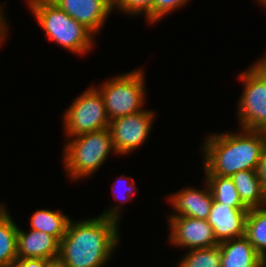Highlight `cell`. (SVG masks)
I'll use <instances>...</instances> for the list:
<instances>
[{"mask_svg":"<svg viewBox=\"0 0 266 267\" xmlns=\"http://www.w3.org/2000/svg\"><path fill=\"white\" fill-rule=\"evenodd\" d=\"M120 203L94 218L68 222L58 259L68 267H104L119 246Z\"/></svg>","mask_w":266,"mask_h":267,"instance_id":"cell-1","label":"cell"},{"mask_svg":"<svg viewBox=\"0 0 266 267\" xmlns=\"http://www.w3.org/2000/svg\"><path fill=\"white\" fill-rule=\"evenodd\" d=\"M240 133H214L202 145L205 176L231 177L238 171H256L266 147V132L240 128Z\"/></svg>","mask_w":266,"mask_h":267,"instance_id":"cell-2","label":"cell"},{"mask_svg":"<svg viewBox=\"0 0 266 267\" xmlns=\"http://www.w3.org/2000/svg\"><path fill=\"white\" fill-rule=\"evenodd\" d=\"M26 2L49 40L79 55H85L96 44L95 35L71 18L52 0H27Z\"/></svg>","mask_w":266,"mask_h":267,"instance_id":"cell-3","label":"cell"},{"mask_svg":"<svg viewBox=\"0 0 266 267\" xmlns=\"http://www.w3.org/2000/svg\"><path fill=\"white\" fill-rule=\"evenodd\" d=\"M63 150V164L70 180L93 175L108 155L116 153L109 128L69 137Z\"/></svg>","mask_w":266,"mask_h":267,"instance_id":"cell-4","label":"cell"},{"mask_svg":"<svg viewBox=\"0 0 266 267\" xmlns=\"http://www.w3.org/2000/svg\"><path fill=\"white\" fill-rule=\"evenodd\" d=\"M145 71L134 69L94 87L103 97L109 120L143 111L146 99ZM142 108V109H141Z\"/></svg>","mask_w":266,"mask_h":267,"instance_id":"cell-5","label":"cell"},{"mask_svg":"<svg viewBox=\"0 0 266 267\" xmlns=\"http://www.w3.org/2000/svg\"><path fill=\"white\" fill-rule=\"evenodd\" d=\"M63 116L68 138L109 128L103 97L93 85L73 101Z\"/></svg>","mask_w":266,"mask_h":267,"instance_id":"cell-6","label":"cell"},{"mask_svg":"<svg viewBox=\"0 0 266 267\" xmlns=\"http://www.w3.org/2000/svg\"><path fill=\"white\" fill-rule=\"evenodd\" d=\"M243 90L238 100L240 128L266 132V79L252 66L238 75Z\"/></svg>","mask_w":266,"mask_h":267,"instance_id":"cell-7","label":"cell"},{"mask_svg":"<svg viewBox=\"0 0 266 267\" xmlns=\"http://www.w3.org/2000/svg\"><path fill=\"white\" fill-rule=\"evenodd\" d=\"M154 116L153 110L144 109L110 121L109 130L116 155H128L145 143L152 130Z\"/></svg>","mask_w":266,"mask_h":267,"instance_id":"cell-8","label":"cell"},{"mask_svg":"<svg viewBox=\"0 0 266 267\" xmlns=\"http://www.w3.org/2000/svg\"><path fill=\"white\" fill-rule=\"evenodd\" d=\"M168 241L175 247L187 250L210 248L219 245L212 226L207 220L192 217H168Z\"/></svg>","mask_w":266,"mask_h":267,"instance_id":"cell-9","label":"cell"},{"mask_svg":"<svg viewBox=\"0 0 266 267\" xmlns=\"http://www.w3.org/2000/svg\"><path fill=\"white\" fill-rule=\"evenodd\" d=\"M71 18L88 28L95 36L111 14L113 0H52ZM99 31V32H98Z\"/></svg>","mask_w":266,"mask_h":267,"instance_id":"cell-10","label":"cell"},{"mask_svg":"<svg viewBox=\"0 0 266 267\" xmlns=\"http://www.w3.org/2000/svg\"><path fill=\"white\" fill-rule=\"evenodd\" d=\"M248 211V208H233L213 200L207 222L216 240L220 243L244 236Z\"/></svg>","mask_w":266,"mask_h":267,"instance_id":"cell-11","label":"cell"},{"mask_svg":"<svg viewBox=\"0 0 266 267\" xmlns=\"http://www.w3.org/2000/svg\"><path fill=\"white\" fill-rule=\"evenodd\" d=\"M204 189L184 187L170 194L168 201L173 206L174 213L169 217H192L207 220L213 203V194L205 180Z\"/></svg>","mask_w":266,"mask_h":267,"instance_id":"cell-12","label":"cell"},{"mask_svg":"<svg viewBox=\"0 0 266 267\" xmlns=\"http://www.w3.org/2000/svg\"><path fill=\"white\" fill-rule=\"evenodd\" d=\"M59 254V241L44 232L30 229L17 230V258H41L53 260Z\"/></svg>","mask_w":266,"mask_h":267,"instance_id":"cell-13","label":"cell"},{"mask_svg":"<svg viewBox=\"0 0 266 267\" xmlns=\"http://www.w3.org/2000/svg\"><path fill=\"white\" fill-rule=\"evenodd\" d=\"M221 267H259L261 257L244 235L219 243Z\"/></svg>","mask_w":266,"mask_h":267,"instance_id":"cell-14","label":"cell"},{"mask_svg":"<svg viewBox=\"0 0 266 267\" xmlns=\"http://www.w3.org/2000/svg\"><path fill=\"white\" fill-rule=\"evenodd\" d=\"M242 203L248 208L266 206V193L257 177L256 171L242 170L231 176Z\"/></svg>","mask_w":266,"mask_h":267,"instance_id":"cell-15","label":"cell"},{"mask_svg":"<svg viewBox=\"0 0 266 267\" xmlns=\"http://www.w3.org/2000/svg\"><path fill=\"white\" fill-rule=\"evenodd\" d=\"M0 205V267H12L17 258V230L18 225L6 209Z\"/></svg>","mask_w":266,"mask_h":267,"instance_id":"cell-16","label":"cell"},{"mask_svg":"<svg viewBox=\"0 0 266 267\" xmlns=\"http://www.w3.org/2000/svg\"><path fill=\"white\" fill-rule=\"evenodd\" d=\"M34 212L30 219V228L49 234L60 242L66 233L70 217L59 209L56 211L39 209Z\"/></svg>","mask_w":266,"mask_h":267,"instance_id":"cell-17","label":"cell"},{"mask_svg":"<svg viewBox=\"0 0 266 267\" xmlns=\"http://www.w3.org/2000/svg\"><path fill=\"white\" fill-rule=\"evenodd\" d=\"M245 236L261 258L266 257V206L249 209Z\"/></svg>","mask_w":266,"mask_h":267,"instance_id":"cell-18","label":"cell"},{"mask_svg":"<svg viewBox=\"0 0 266 267\" xmlns=\"http://www.w3.org/2000/svg\"><path fill=\"white\" fill-rule=\"evenodd\" d=\"M213 199L233 208H247L241 201L236 186L231 177L227 176H205Z\"/></svg>","mask_w":266,"mask_h":267,"instance_id":"cell-19","label":"cell"},{"mask_svg":"<svg viewBox=\"0 0 266 267\" xmlns=\"http://www.w3.org/2000/svg\"><path fill=\"white\" fill-rule=\"evenodd\" d=\"M177 264V267H221V249L216 245L189 250Z\"/></svg>","mask_w":266,"mask_h":267,"instance_id":"cell-20","label":"cell"},{"mask_svg":"<svg viewBox=\"0 0 266 267\" xmlns=\"http://www.w3.org/2000/svg\"><path fill=\"white\" fill-rule=\"evenodd\" d=\"M155 0H113V8L127 15H145L148 24H151V8Z\"/></svg>","mask_w":266,"mask_h":267,"instance_id":"cell-21","label":"cell"},{"mask_svg":"<svg viewBox=\"0 0 266 267\" xmlns=\"http://www.w3.org/2000/svg\"><path fill=\"white\" fill-rule=\"evenodd\" d=\"M190 0H155L151 8V24L160 22V19L172 11L182 8Z\"/></svg>","mask_w":266,"mask_h":267,"instance_id":"cell-22","label":"cell"},{"mask_svg":"<svg viewBox=\"0 0 266 267\" xmlns=\"http://www.w3.org/2000/svg\"><path fill=\"white\" fill-rule=\"evenodd\" d=\"M131 179V177H127V176H122L121 177H118L117 180H115L114 184H112V190L113 191V196L115 197V199H117L118 201L122 202V203H125V201L127 202L128 200H130L131 196L135 194V192H137L135 189H136V183L133 182V179H131V182L129 181ZM122 184V186L126 187V188H123L124 189V192L121 196L117 195L116 196V193L117 192V186ZM126 185V186H125ZM119 187V186H118ZM116 189V190H115ZM122 200V201H121Z\"/></svg>","mask_w":266,"mask_h":267,"instance_id":"cell-23","label":"cell"},{"mask_svg":"<svg viewBox=\"0 0 266 267\" xmlns=\"http://www.w3.org/2000/svg\"><path fill=\"white\" fill-rule=\"evenodd\" d=\"M49 261L41 258H18L12 267H48Z\"/></svg>","mask_w":266,"mask_h":267,"instance_id":"cell-24","label":"cell"},{"mask_svg":"<svg viewBox=\"0 0 266 267\" xmlns=\"http://www.w3.org/2000/svg\"><path fill=\"white\" fill-rule=\"evenodd\" d=\"M256 174L261 183L263 190L266 193V147L264 148L261 158L258 161Z\"/></svg>","mask_w":266,"mask_h":267,"instance_id":"cell-25","label":"cell"},{"mask_svg":"<svg viewBox=\"0 0 266 267\" xmlns=\"http://www.w3.org/2000/svg\"><path fill=\"white\" fill-rule=\"evenodd\" d=\"M2 4L0 3V46L2 45L5 41L6 36L8 35V23L6 22L7 19L5 18V13L3 10V7L1 6Z\"/></svg>","mask_w":266,"mask_h":267,"instance_id":"cell-26","label":"cell"},{"mask_svg":"<svg viewBox=\"0 0 266 267\" xmlns=\"http://www.w3.org/2000/svg\"><path fill=\"white\" fill-rule=\"evenodd\" d=\"M251 66L266 79V52L260 60L254 62Z\"/></svg>","mask_w":266,"mask_h":267,"instance_id":"cell-27","label":"cell"},{"mask_svg":"<svg viewBox=\"0 0 266 267\" xmlns=\"http://www.w3.org/2000/svg\"><path fill=\"white\" fill-rule=\"evenodd\" d=\"M48 267H68V266L57 258L50 260L48 263Z\"/></svg>","mask_w":266,"mask_h":267,"instance_id":"cell-28","label":"cell"},{"mask_svg":"<svg viewBox=\"0 0 266 267\" xmlns=\"http://www.w3.org/2000/svg\"><path fill=\"white\" fill-rule=\"evenodd\" d=\"M259 267H266V257L260 259Z\"/></svg>","mask_w":266,"mask_h":267,"instance_id":"cell-29","label":"cell"},{"mask_svg":"<svg viewBox=\"0 0 266 267\" xmlns=\"http://www.w3.org/2000/svg\"><path fill=\"white\" fill-rule=\"evenodd\" d=\"M260 5L266 7V0H257Z\"/></svg>","mask_w":266,"mask_h":267,"instance_id":"cell-30","label":"cell"}]
</instances>
